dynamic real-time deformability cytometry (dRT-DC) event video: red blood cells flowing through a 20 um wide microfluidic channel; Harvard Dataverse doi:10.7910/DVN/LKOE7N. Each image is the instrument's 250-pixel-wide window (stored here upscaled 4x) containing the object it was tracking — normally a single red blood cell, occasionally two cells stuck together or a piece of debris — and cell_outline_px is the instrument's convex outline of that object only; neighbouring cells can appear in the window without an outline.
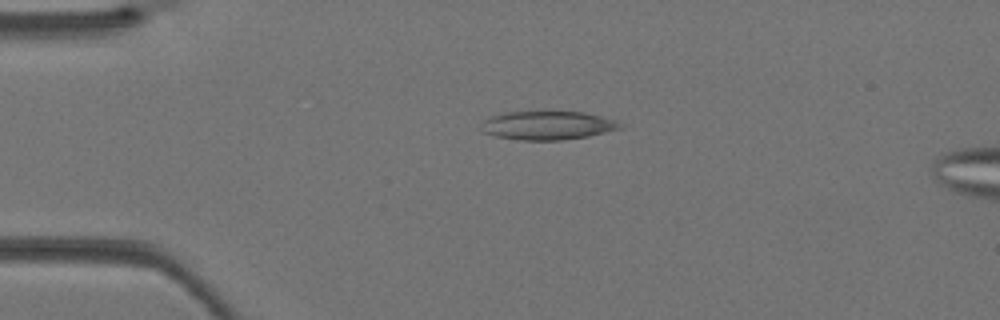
{"species": "Egyptian fruit bat (a non-hibernating species)", "species_latin": "Rousettus aegyptiacus", "temperature_condition": "warm", "stored_images_in_passage": 5, "camera_frame_rate_fps": 3000, "um_per_image_px": 0.085, "animal": {"sex": "female"}, "frame": {"image": 1, "passage_image": 1, "time_ms": 0.0, "image_size_px": [1000, 320], "cell_outline_px": [[624, 128], [588, 136], [560, 140], [520, 140], [496, 136], [484, 132], [484, 120], [488, 116], [504, 112], [540, 108], [584, 112], [616, 120], [624, 124]], "centroid_in_image_um": [46.58, 10.6], "position_along_channel_um": 38.4, "area_um2": 24.22}}